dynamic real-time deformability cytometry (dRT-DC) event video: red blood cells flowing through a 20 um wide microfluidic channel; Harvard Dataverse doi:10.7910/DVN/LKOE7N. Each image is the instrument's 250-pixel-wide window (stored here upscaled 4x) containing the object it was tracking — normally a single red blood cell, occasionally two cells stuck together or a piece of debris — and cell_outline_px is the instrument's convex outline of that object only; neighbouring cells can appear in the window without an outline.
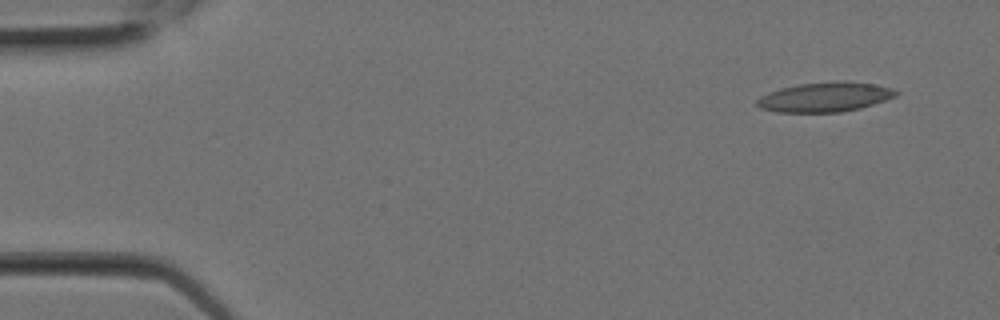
{"species": "Egyptian fruit bat (a non-hibernating species)", "species_latin": "Rousettus aegyptiacus", "temperature_condition": "room temperature", "stored_images_in_passage": 3, "camera_frame_rate_fps": 3000, "um_per_image_px": 0.085, "animal": {"sex": "female"}, "frame": {"image": 1, "passage_image": 1, "time_ms": 0.0, "image_size_px": [1000, 320], "cell_outline_px": [[900, 92], [896, 96], [860, 108], [840, 112], [776, 112], [760, 108], [756, 104], [756, 100], [760, 96], [768, 92], [780, 88], [800, 84], [872, 84], [892, 88]], "centroid_in_image_um": [70.04, 8.3], "position_along_channel_um": 15.0, "area_um2": 22.89}}